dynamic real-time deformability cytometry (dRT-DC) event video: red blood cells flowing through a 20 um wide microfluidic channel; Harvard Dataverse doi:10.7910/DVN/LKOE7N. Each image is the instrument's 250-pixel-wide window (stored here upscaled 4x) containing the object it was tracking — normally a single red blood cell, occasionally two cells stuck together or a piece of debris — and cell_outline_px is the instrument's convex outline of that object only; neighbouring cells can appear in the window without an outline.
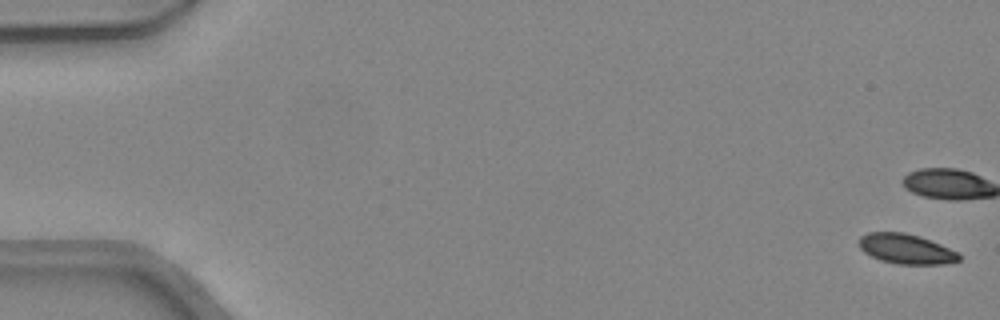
{"species": "common noctule bat (a hibernating species)", "species_latin": "Nyctalus noctula", "temperature_condition": "warm", "stored_images_in_passage": 49, "camera_frame_rate_fps": 3000, "um_per_image_px": 0.085, "animal": {"sex": "female", "body_mass_g": 24.6, "forearm_length_mm": 56.2}, "frame": {"image": 1, "passage_image": 1, "time_ms": 0.0, "image_size_px": [1000, 320], "cell_outline_px": [[960, 260], [944, 264], [896, 264], [880, 260], [864, 252], [860, 248], [860, 236], [868, 232], [904, 232], [920, 236], [960, 252]], "centroid_in_image_um": [77.04, 21.16], "position_along_channel_um": 8.0, "area_um2": 17.51}}
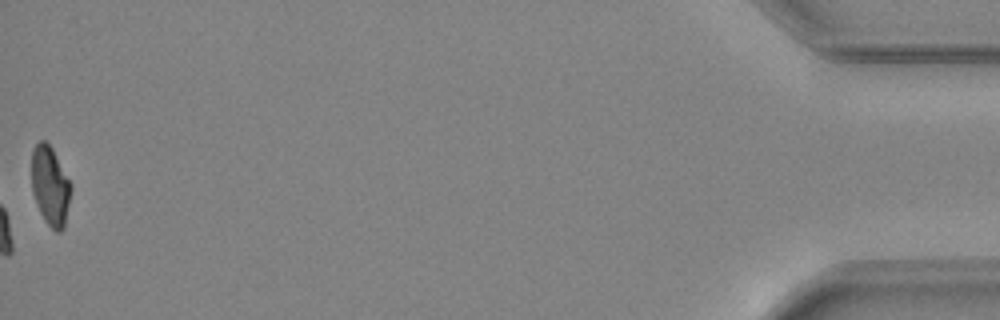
{"frame": {"image": 2, "passage_image": 49, "time_ms": 16.0, "image_size_px": [1000, 320], "cell_outline_px": [[72, 188], [64, 228], [60, 232], [56, 232], [44, 220], [40, 212], [32, 192], [32, 148], [40, 140], [44, 140], [52, 148], [72, 184]], "centroid_in_image_um": [4.28, 15.8], "position_along_channel_um": 430.9, "area_um2": 18.21}, "authors_computed_cell_mechanics": {"area_um2": 18.9584, "velocity_mm_per_s": 4.3628, "shape_relaxation_time_tau1_ms": 3.0523, "shape_relaxation_time_tau2_ms": null, "deformation_change_tau1": 0.087, "deformation_change_tau2": null}}